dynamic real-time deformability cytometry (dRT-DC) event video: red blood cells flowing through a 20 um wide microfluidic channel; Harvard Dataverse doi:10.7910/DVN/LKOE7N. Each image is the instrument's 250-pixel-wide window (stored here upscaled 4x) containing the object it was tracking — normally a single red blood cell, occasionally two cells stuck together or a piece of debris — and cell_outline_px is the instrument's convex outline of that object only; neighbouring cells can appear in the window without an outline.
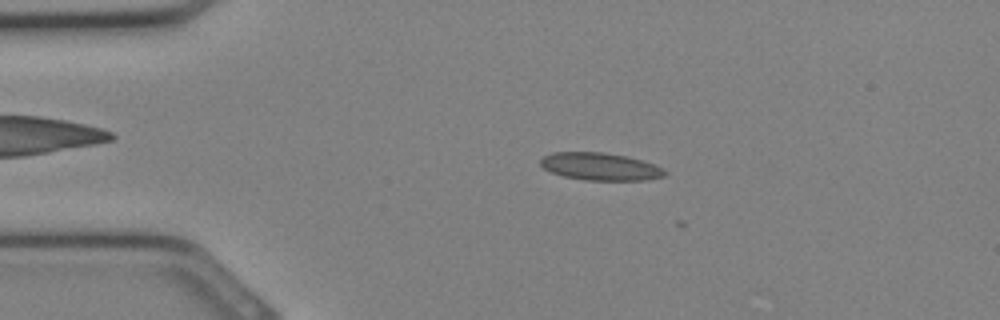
{"species": "Egyptian fruit bat (a non-hibernating species)", "species_latin": "Rousettus aegyptiacus", "temperature_condition": "cold", "stored_images_in_passage": 7, "camera_frame_rate_fps": 3000, "um_per_image_px": 0.085, "animal": {"sex": "female"}, "frame": {"image": 1, "passage_image": 6, "time_ms": 1.667, "image_size_px": [1000, 320], "cell_outline_px": [[668, 172], [664, 176], [644, 180], [584, 180], [564, 176], [552, 172], [544, 168], [540, 164], [540, 160], [544, 156], [552, 152], [604, 152], [628, 156], [664, 168]], "centroid_in_image_um": [51.03, 14.15], "position_along_channel_um": 34.0, "area_um2": 19.88}}